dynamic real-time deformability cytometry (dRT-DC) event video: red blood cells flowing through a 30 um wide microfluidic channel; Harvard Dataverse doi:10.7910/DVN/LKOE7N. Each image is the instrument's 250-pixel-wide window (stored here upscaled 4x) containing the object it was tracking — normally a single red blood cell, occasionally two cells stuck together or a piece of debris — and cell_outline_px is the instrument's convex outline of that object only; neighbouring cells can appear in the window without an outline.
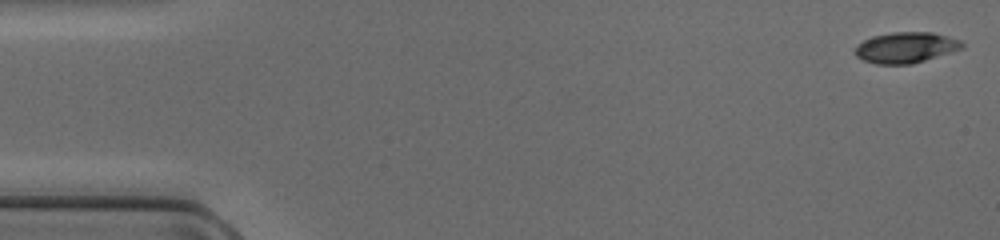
{"species": "common noctule bat (a hibernating species)", "species_latin": "Nyctalus noctula", "temperature_condition": "cold", "stored_images_in_passage": 37, "camera_frame_rate_fps": 3000, "um_per_image_px": 0.085, "animal": {"sex": "female", "body_mass_g": 17.0, "forearm_length_mm": 48.0}, "frame": {"image": 1, "passage_image": 1, "time_ms": 0.0, "image_size_px": [1000, 240], "cell_outline_px": [[964, 48], [912, 64], [876, 64], [864, 60], [856, 56], [852, 52], [856, 44], [872, 36], [892, 32], [932, 32], [948, 36], [960, 40], [964, 44]], "centroid_in_image_um": [76.96, 4.03], "position_along_channel_um": 8.0, "area_um2": 19.36}}
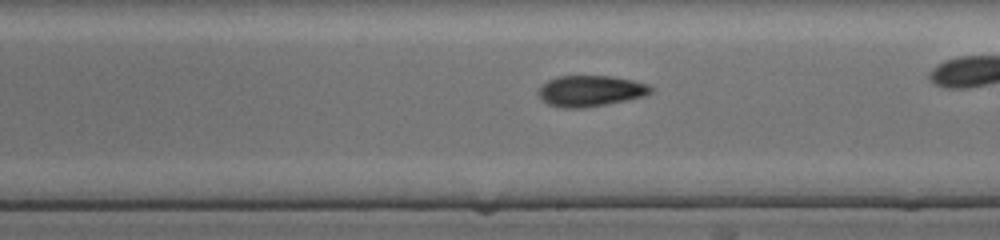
{"frame": {"image": 2, "passage_image": 27, "time_ms": 8.667, "image_size_px": [1000, 240], "cell_outline_px": [[652, 92], [644, 96], [604, 104], [580, 108], [564, 108], [548, 104], [536, 92], [548, 80], [556, 76], [608, 76], [632, 80], [648, 84], [652, 88]], "centroid_in_image_um": [50.17, 7.72], "position_along_channel_um": 238.8, "area_um2": 19.94}}
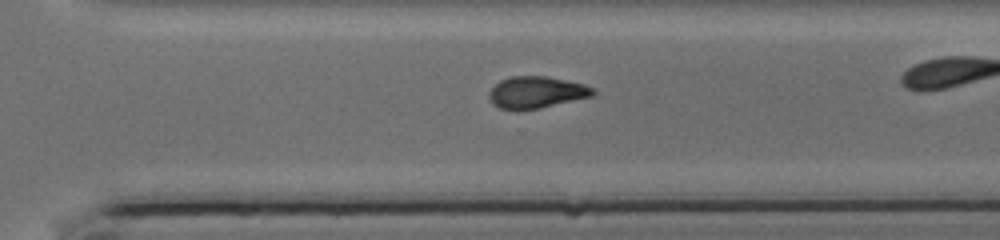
{"frame": {"image": 3, "passage_image": 33, "time_ms": 10.667, "image_size_px": [1000, 240], "cell_outline_px": [[596, 92], [592, 96], [540, 108], [500, 108], [492, 104], [488, 96], [488, 92], [500, 80], [512, 76], [544, 76], [584, 84], [596, 88]], "centroid_in_image_um": [45.61, 7.83], "position_along_channel_um": 325.0, "area_um2": 18.9}}